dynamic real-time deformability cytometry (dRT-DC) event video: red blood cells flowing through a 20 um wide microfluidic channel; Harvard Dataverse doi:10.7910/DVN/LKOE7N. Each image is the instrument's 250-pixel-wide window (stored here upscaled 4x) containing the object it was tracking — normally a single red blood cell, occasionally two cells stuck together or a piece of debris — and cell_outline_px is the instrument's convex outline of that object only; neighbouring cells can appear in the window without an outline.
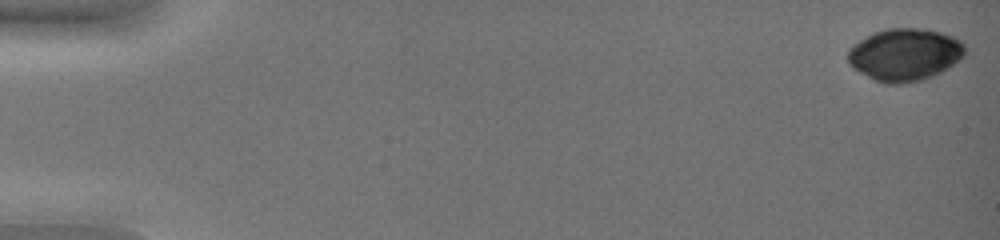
{"species": "common noctule bat (a hibernating species)", "species_latin": "Nyctalus noctula", "temperature_condition": "warm", "stored_images_in_passage": 48, "camera_frame_rate_fps": 3000, "um_per_image_px": 0.085, "animal": {"sex": "female", "body_mass_g": 19.0, "forearm_length_mm": 51.5}, "frame": {"image": 1, "passage_image": 1, "time_ms": 0.0, "image_size_px": [1000, 240], "cell_outline_px": [[968, 52], [960, 60], [940, 72], [932, 76], [920, 80], [904, 84], [884, 84], [860, 72], [848, 60], [848, 52], [852, 44], [876, 32], [888, 28], [924, 28], [940, 32], [952, 36], [960, 40], [964, 44]], "centroid_in_image_um": [76.95, 4.63], "position_along_channel_um": 8.0, "area_um2": 35.6}}